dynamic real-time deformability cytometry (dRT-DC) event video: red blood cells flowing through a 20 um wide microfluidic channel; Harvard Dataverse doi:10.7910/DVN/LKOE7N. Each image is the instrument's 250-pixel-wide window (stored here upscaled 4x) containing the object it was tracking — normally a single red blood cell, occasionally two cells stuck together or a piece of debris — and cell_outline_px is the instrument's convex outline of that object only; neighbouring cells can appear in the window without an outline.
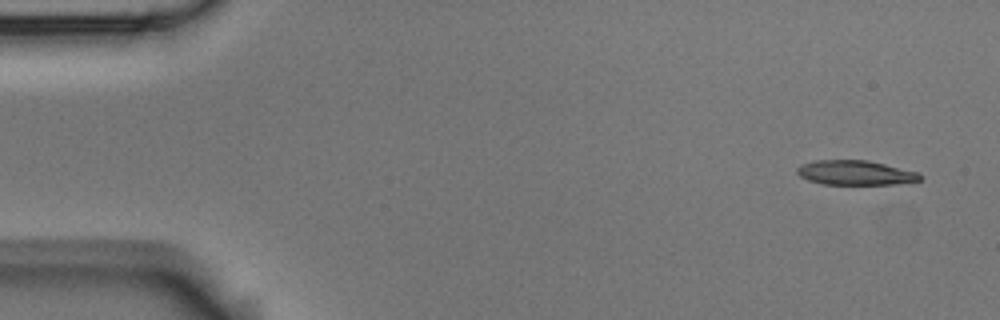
{"species": "Egyptian fruit bat (a non-hibernating species)", "species_latin": "Rousettus aegyptiacus", "temperature_condition": "room temperature", "stored_images_in_passage": 9, "camera_frame_rate_fps": 3000, "um_per_image_px": 0.085, "animal": {"sex": "male"}, "frame": {"image": 1, "passage_image": 1, "time_ms": 0.0, "image_size_px": [1000, 320], "cell_outline_px": [[924, 176], [920, 180], [896, 184], [824, 184], [808, 180], [800, 176], [796, 172], [796, 168], [800, 164], [812, 160], [868, 160], [920, 172]], "centroid_in_image_um": [72.71, 14.67], "position_along_channel_um": 12.3, "area_um2": 17.8}}
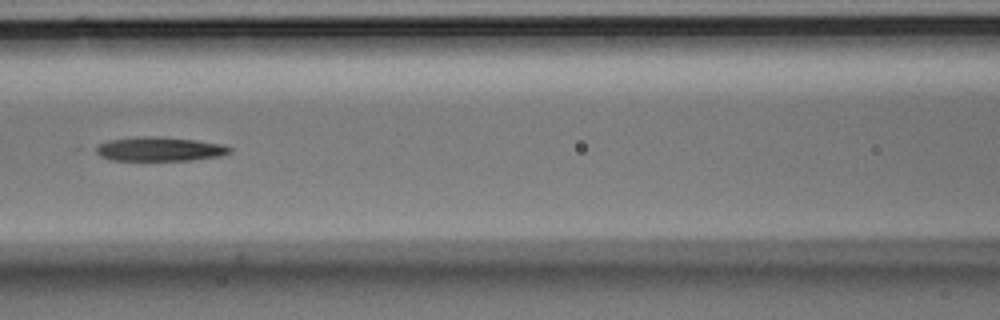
{"frame": {"image": 2, "passage_image": 7, "time_ms": 2.0, "image_size_px": [1000, 320], "cell_outline_px": [[232, 152], [220, 156], [192, 160], [112, 160], [100, 156], [92, 148], [108, 140], [136, 136], [156, 136], [196, 140], [220, 144], [232, 148]], "centroid_in_image_um": [13.53, 12.66], "position_along_channel_um": 153.1, "area_um2": 18.9}}
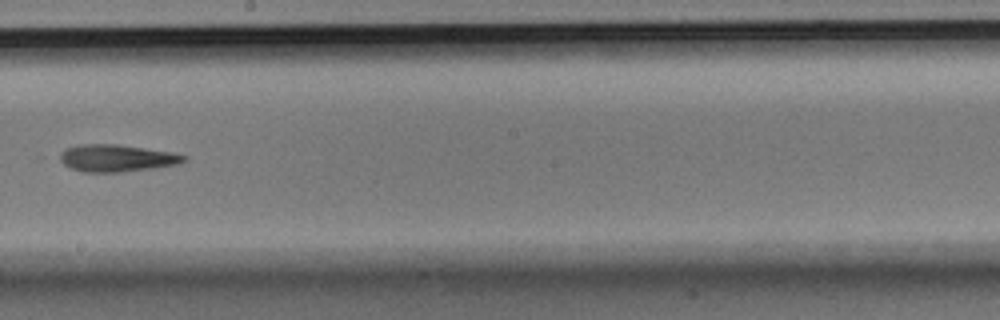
{"frame": {"image": 3, "passage_image": 9, "time_ms": 2.667, "image_size_px": [1000, 320], "cell_outline_px": [[188, 160], [176, 164], [156, 168], [120, 172], [80, 172], [64, 164], [52, 156], [68, 148], [80, 144], [116, 144], [172, 152], [188, 156]], "centroid_in_image_um": [9.87, 13.44], "position_along_channel_um": 238.3, "area_um2": 19.88}}